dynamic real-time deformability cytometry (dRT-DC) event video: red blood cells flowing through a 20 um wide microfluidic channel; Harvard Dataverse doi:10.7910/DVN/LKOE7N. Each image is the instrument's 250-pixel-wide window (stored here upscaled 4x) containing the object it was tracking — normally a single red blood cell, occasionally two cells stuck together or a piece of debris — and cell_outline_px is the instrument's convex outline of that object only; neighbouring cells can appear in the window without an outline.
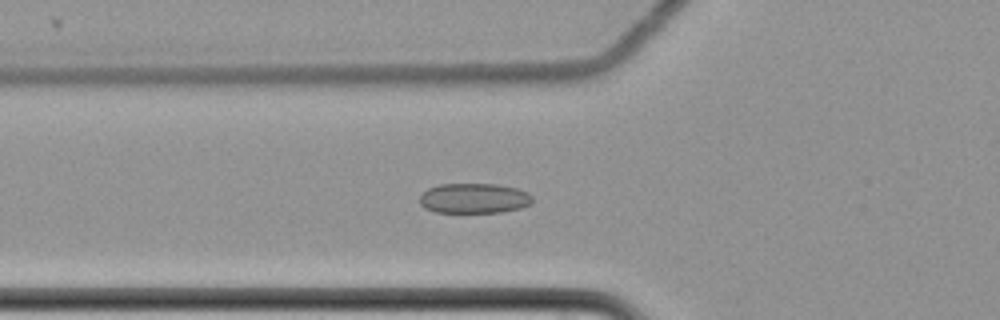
{"species": "common noctule bat (a hibernating species)", "species_latin": "Nyctalus noctula", "temperature_condition": "cold", "stored_images_in_passage": 63, "camera_frame_rate_fps": 3000, "um_per_image_px": 0.085, "animal": {"sex": "female", "body_mass_g": 22.7, "forearm_length_mm": 54.2}, "frame": {"image": 1, "passage_image": 25, "time_ms": 8.0, "image_size_px": [1000, 320], "cell_outline_px": [[532, 200], [528, 204], [520, 208], [500, 212], [436, 212], [424, 208], [420, 204], [420, 196], [428, 188], [440, 184], [496, 184], [516, 188], [528, 192], [532, 196]], "centroid_in_image_um": [40.27, 16.85], "position_along_channel_um": 85.5, "area_um2": 19.65}}
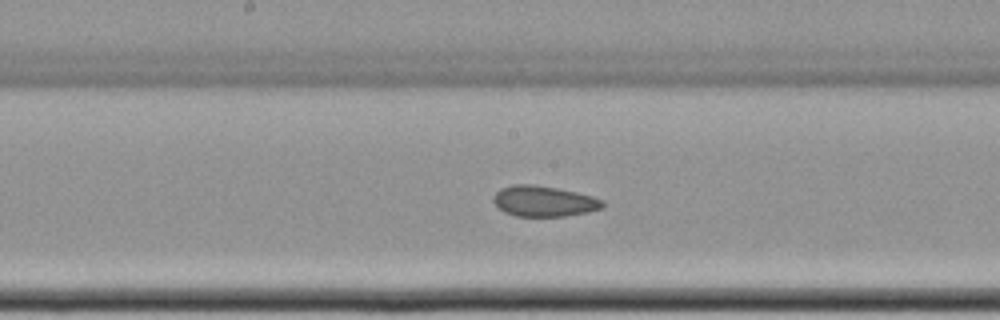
{"frame": {"image": 2, "passage_image": 35, "time_ms": 11.333, "image_size_px": [1000, 320], "cell_outline_px": [[604, 208], [588, 212], [564, 216], [516, 216], [504, 212], [492, 200], [492, 196], [500, 188], [512, 184], [536, 184], [576, 192], [592, 196], [604, 200]], "centroid_in_image_um": [46.23, 17.09], "position_along_channel_um": 202.0, "area_um2": 19.65}}
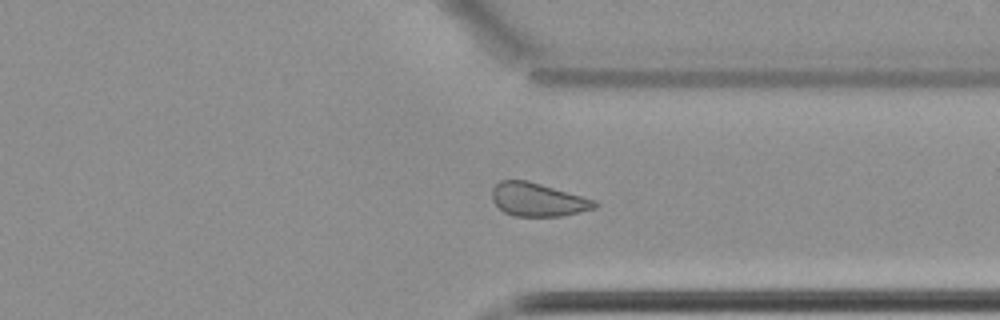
{"frame": {"image": 3, "passage_image": 49, "time_ms": 16.0, "image_size_px": [1000, 320], "cell_outline_px": [[600, 204], [596, 208], [580, 212], [560, 216], [516, 216], [504, 212], [492, 200], [492, 188], [500, 180], [528, 180], [596, 200]], "centroid_in_image_um": [45.73, 16.96], "position_along_channel_um": 365.7, "area_um2": 20.0}, "authors_computed_cell_mechanics": {"area_um2": 21.097, "velocity_mm_per_s": 3.4924, "shape_relaxation_time_tau1_ms": null, "shape_relaxation_time_tau2_ms": 1.9979, "deformation_change_tau1": null, "deformation_change_tau2": 0.0616}}